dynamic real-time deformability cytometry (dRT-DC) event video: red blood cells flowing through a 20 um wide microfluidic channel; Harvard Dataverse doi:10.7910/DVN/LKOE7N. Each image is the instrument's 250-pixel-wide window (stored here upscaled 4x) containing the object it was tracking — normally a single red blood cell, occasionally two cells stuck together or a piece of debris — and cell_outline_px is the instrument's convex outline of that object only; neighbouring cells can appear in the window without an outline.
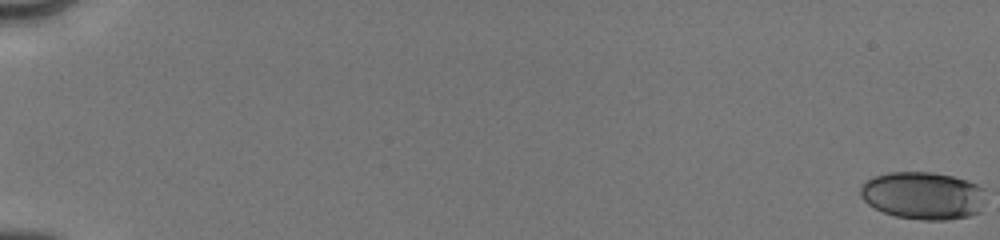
{"species": "human", "species_latin": "Homo sapiens", "temperature_condition": "cold", "stored_images_in_passage": 39, "camera_frame_rate_fps": 3000, "um_per_image_px": 0.085, "donor": {"sex": "male"}, "frame": {"image": 1, "passage_image": 1, "time_ms": 0.0, "image_size_px": [1000, 240], "cell_outline_px": [[984, 188], [980, 212], [968, 216], [948, 220], [920, 220], [896, 216], [884, 212], [868, 204], [860, 196], [860, 184], [872, 176], [888, 172], [932, 172], [952, 176], [968, 180]], "centroid_in_image_um": [78.42, 16.61], "position_along_channel_um": 6.6, "area_um2": 34.91}}
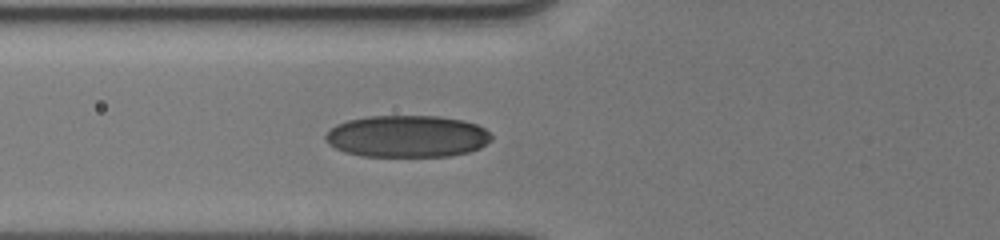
{"frame": {"image": 2, "passage_image": 25, "time_ms": 7.333, "image_size_px": [1000, 240], "cell_outline_px": [[492, 140], [480, 148], [468, 152], [448, 156], [364, 156], [344, 152], [328, 144], [324, 136], [336, 124], [348, 120], [368, 116], [440, 116], [464, 120], [476, 124], [484, 128], [492, 136]], "centroid_in_image_um": [34.62, 11.58], "position_along_channel_um": 91.2, "area_um2": 40.63}}
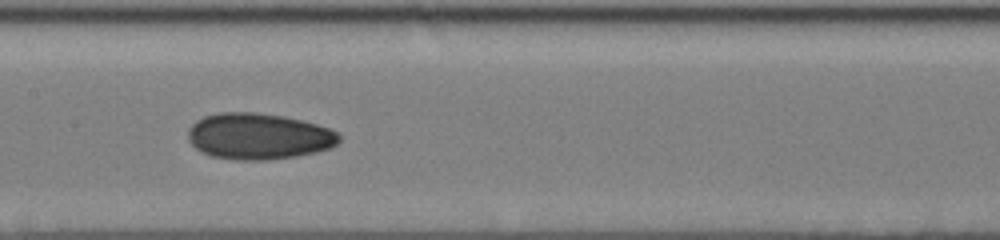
{"frame": {"image": 3, "passage_image": 38, "time_ms": 9.667, "image_size_px": [1000, 240], "cell_outline_px": [[340, 140], [336, 144], [328, 148], [316, 152], [296, 156], [264, 160], [236, 160], [212, 156], [200, 152], [188, 140], [188, 128], [196, 120], [204, 116], [220, 112], [252, 112], [284, 116], [316, 124], [328, 128], [336, 132], [340, 136]], "centroid_in_image_um": [21.94, 11.58], "position_along_channel_um": 185.5, "area_um2": 40.63}}